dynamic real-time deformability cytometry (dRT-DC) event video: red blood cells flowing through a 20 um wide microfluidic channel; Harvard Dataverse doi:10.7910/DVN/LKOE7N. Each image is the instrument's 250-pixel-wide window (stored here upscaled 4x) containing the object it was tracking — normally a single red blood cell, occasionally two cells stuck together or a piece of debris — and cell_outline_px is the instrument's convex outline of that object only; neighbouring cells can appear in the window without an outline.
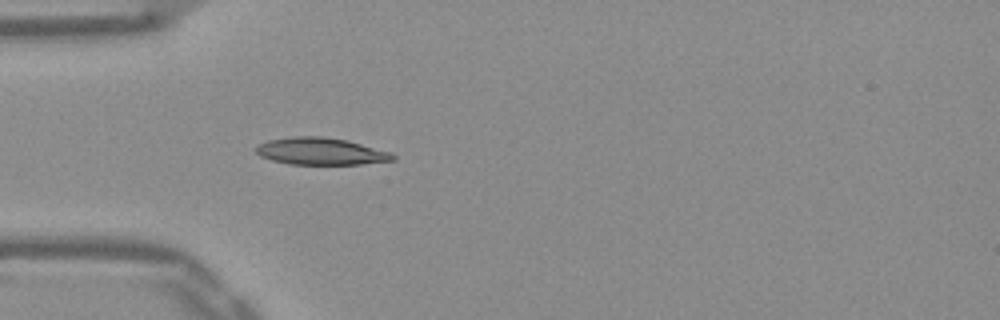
{"species": "Egyptian fruit bat (a non-hibernating species)", "species_latin": "Rousettus aegyptiacus", "temperature_condition": "warm", "stored_images_in_passage": 37, "camera_frame_rate_fps": 3000, "um_per_image_px": 0.085, "frame": {"image": 1, "passage_image": 1, "time_ms": 0.0, "image_size_px": [1000, 320], "cell_outline_px": [[396, 160], [360, 164], [288, 164], [272, 160], [260, 156], [256, 152], [256, 148], [260, 144], [268, 140], [292, 136], [320, 136], [344, 140], [392, 152], [396, 156]], "centroid_in_image_um": [27.27, 12.87], "position_along_channel_um": 57.7, "area_um2": 21.44}}
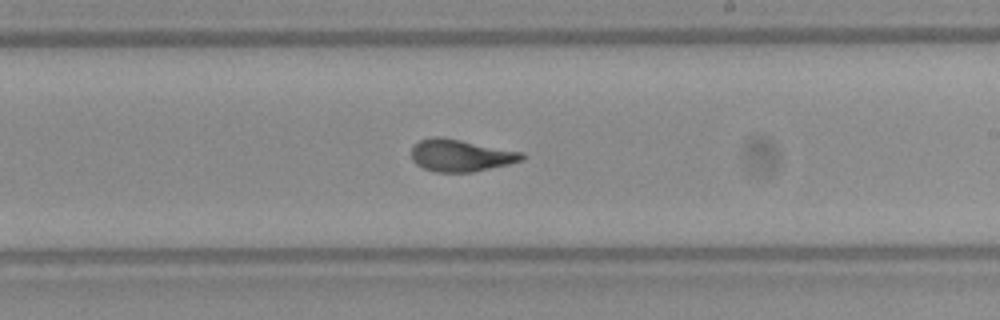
{"frame": {"image": 2, "passage_image": 16, "time_ms": 5.0, "image_size_px": [1000, 320], "cell_outline_px": [[524, 160], [508, 164], [472, 172], [436, 172], [424, 168], [416, 164], [412, 160], [412, 148], [420, 140], [432, 136], [440, 136], [524, 152]], "centroid_in_image_um": [39.16, 13.21], "position_along_channel_um": 249.8, "area_um2": 20.63}}
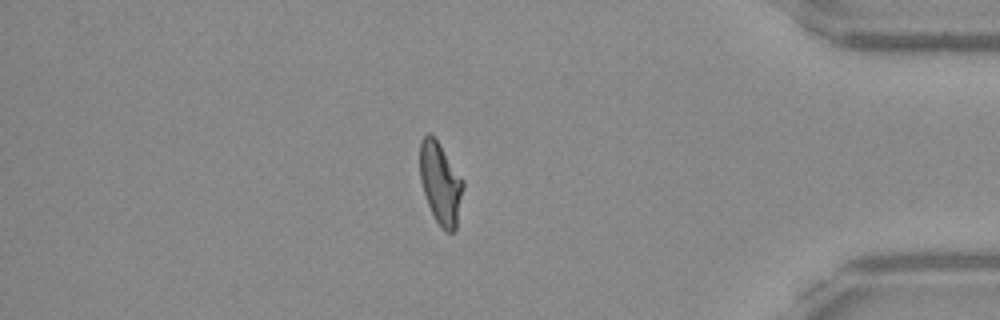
{"frame": {"image": 3, "passage_image": 30, "time_ms": 9.667, "image_size_px": [1000, 320], "cell_outline_px": [[464, 184], [456, 228], [452, 232], [444, 232], [440, 228], [428, 204], [420, 180], [420, 140], [428, 132], [436, 140], [464, 180]], "centroid_in_image_um": [37.44, 15.6], "position_along_channel_um": 397.8, "area_um2": 20.35}, "authors_computed_cell_mechanics": {"area_um2": 20.6346, "velocity_mm_per_s": 3.912, "shape_relaxation_time_tau1_ms": 3.6721, "shape_relaxation_time_tau2_ms": 0.8156, "deformation_change_tau1": 0.1861, "deformation_change_tau2": 0.0847}}